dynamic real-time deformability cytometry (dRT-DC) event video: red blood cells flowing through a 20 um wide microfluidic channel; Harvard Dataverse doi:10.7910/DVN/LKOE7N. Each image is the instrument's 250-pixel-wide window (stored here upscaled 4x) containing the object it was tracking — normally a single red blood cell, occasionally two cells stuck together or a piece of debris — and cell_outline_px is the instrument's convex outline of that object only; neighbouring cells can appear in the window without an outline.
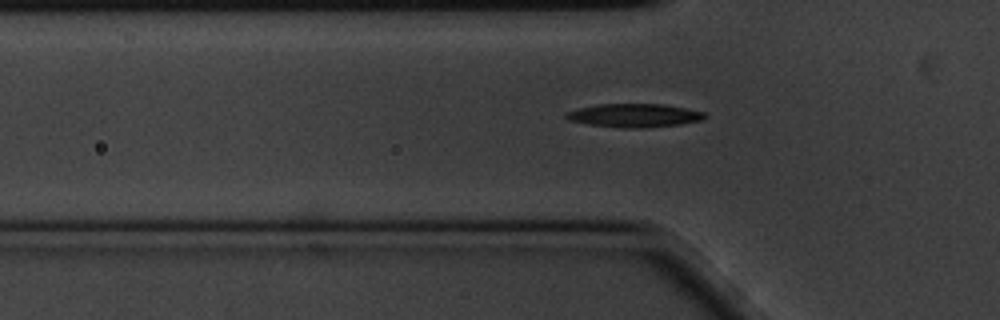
{"species": "common noctule bat (a hibernating species)", "species_latin": "Nyctalus noctula", "temperature_condition": "cold", "stored_images_in_passage": 40, "camera_frame_rate_fps": 3000, "um_per_image_px": 0.085, "animal": {"sex": "male", "body_mass_g": 20.1, "forearm_length_mm": 53.5}, "frame": {"image": 1, "passage_image": 4, "time_ms": 1.0, "image_size_px": [1000, 320], "cell_outline_px": [[704, 120], [680, 124], [640, 128], [624, 128], [588, 124], [568, 120], [564, 116], [564, 112], [596, 104], [660, 104], [684, 108], [704, 112]], "centroid_in_image_um": [53.86, 9.81], "position_along_channel_um": 71.9, "area_um2": 18.84}}
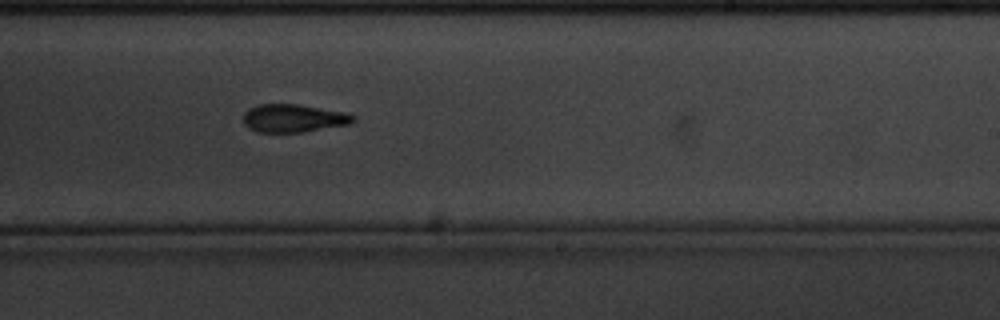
{"frame": {"image": 2, "passage_image": 21, "time_ms": 6.667, "image_size_px": [1000, 320], "cell_outline_px": [[356, 120], [352, 124], [300, 132], [260, 132], [248, 128], [244, 124], [244, 112], [248, 108], [256, 104], [296, 104], [344, 112], [356, 116]], "centroid_in_image_um": [24.94, 10.04], "position_along_channel_um": 264.1, "area_um2": 17.98}}
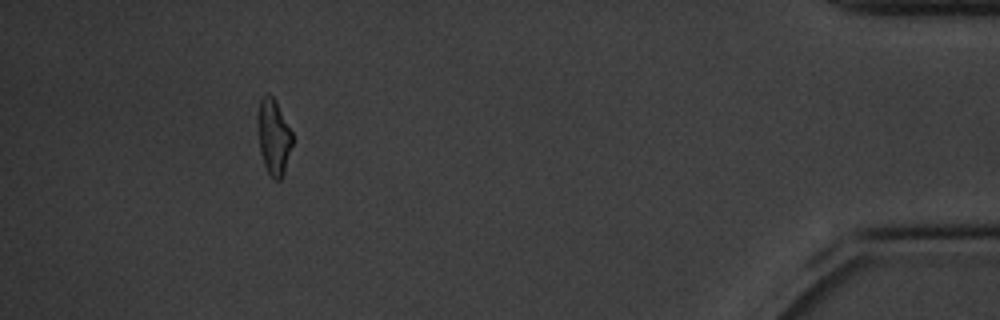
{"frame": {"image": 3, "passage_image": 35, "time_ms": 11.333, "image_size_px": [1000, 320], "cell_outline_px": [[292, 144], [284, 172], [280, 180], [276, 180], [268, 172], [264, 164], [260, 152], [256, 128], [256, 120], [260, 100], [268, 92], [272, 96], [292, 132]], "centroid_in_image_um": [23.22, 11.62], "position_along_channel_um": 412.0, "area_um2": 15.14}, "authors_computed_cell_mechanics": {"area_um2": 18.1203, "velocity_mm_per_s": 3.3779, "shape_relaxation_time_tau1_ms": 4.8335, "shape_relaxation_time_tau2_ms": 8.9224, "deformation_change_tau1": 0.161, "deformation_change_tau2": 0.2058}}